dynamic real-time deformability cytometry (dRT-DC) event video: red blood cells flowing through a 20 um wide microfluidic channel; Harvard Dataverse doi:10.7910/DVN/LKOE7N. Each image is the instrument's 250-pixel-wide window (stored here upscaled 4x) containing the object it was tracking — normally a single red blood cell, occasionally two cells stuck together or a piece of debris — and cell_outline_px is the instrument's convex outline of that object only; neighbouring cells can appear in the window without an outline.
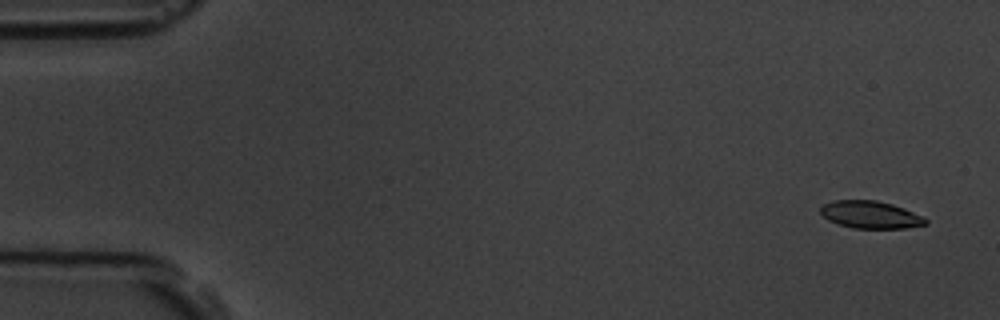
{"species": "common noctule bat (a hibernating species)", "species_latin": "Nyctalus noctula", "temperature_condition": "room temperature", "stored_images_in_passage": 5, "camera_frame_rate_fps": 3000, "um_per_image_px": 0.085, "animal": {"sex": "male", "body_mass_g": 19.5, "forearm_length_mm": 54.6}, "frame": {"image": 1, "passage_image": 1, "time_ms": 0.0, "image_size_px": [1000, 320], "cell_outline_px": [[928, 224], [904, 228], [852, 228], [836, 224], [828, 220], [820, 212], [820, 208], [824, 204], [832, 200], [876, 200], [892, 204], [904, 208], [924, 216], [928, 220]], "centroid_in_image_um": [74.0, 18.25], "position_along_channel_um": 11.0, "area_um2": 16.94}}
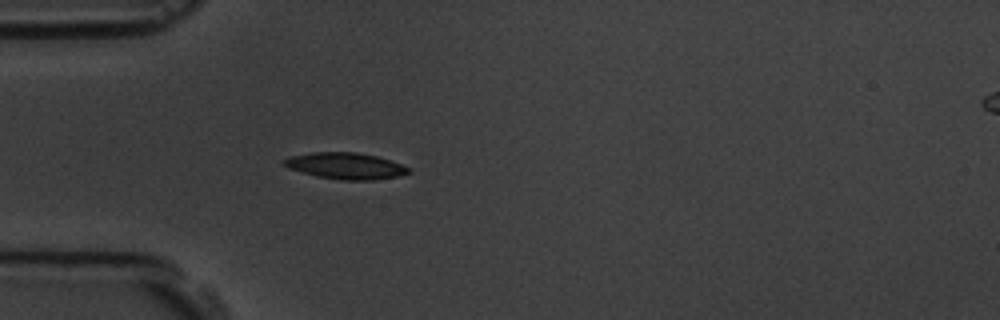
{"frame": {"image": 2, "passage_image": 5, "time_ms": 4.667, "image_size_px": [1000, 320], "cell_outline_px": [[412, 172], [400, 176], [372, 180], [344, 180], [316, 176], [288, 168], [284, 164], [284, 160], [288, 156], [312, 152], [356, 152], [376, 156], [400, 164], [408, 168]], "centroid_in_image_um": [29.36, 14.1], "position_along_channel_um": 55.6, "area_um2": 19.02}}